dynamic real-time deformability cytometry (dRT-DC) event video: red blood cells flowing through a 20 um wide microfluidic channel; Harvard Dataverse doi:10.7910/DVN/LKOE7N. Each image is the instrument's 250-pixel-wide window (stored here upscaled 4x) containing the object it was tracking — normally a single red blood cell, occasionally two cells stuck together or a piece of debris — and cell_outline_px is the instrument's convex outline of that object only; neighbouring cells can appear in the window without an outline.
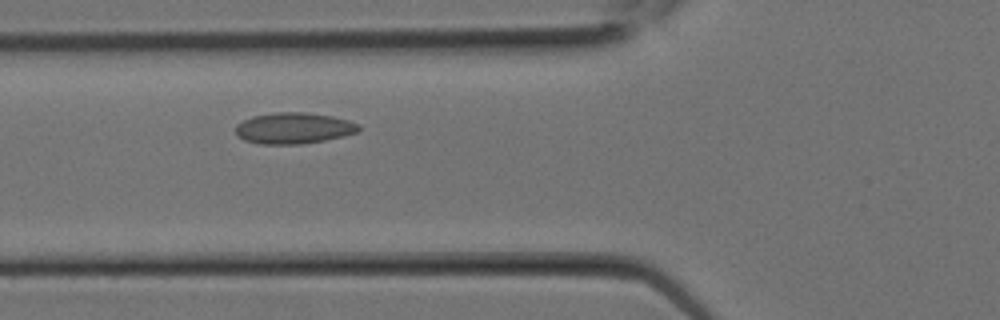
{"species": "Egyptian fruit bat (a non-hibernating species)", "species_latin": "Rousettus aegyptiacus", "temperature_condition": "room temperature", "stored_images_in_passage": 3, "camera_frame_rate_fps": 3000, "um_per_image_px": 0.085, "animal": {"sex": "female"}, "frame": {"image": 1, "passage_image": 3, "time_ms": 0.667, "image_size_px": [1000, 320], "cell_outline_px": [[360, 128], [356, 132], [344, 136], [324, 140], [300, 144], [260, 144], [244, 140], [236, 136], [236, 124], [252, 116], [276, 112], [304, 112], [332, 116], [348, 120], [360, 124]], "centroid_in_image_um": [24.95, 10.89], "position_along_channel_um": 100.9, "area_um2": 22.37}}